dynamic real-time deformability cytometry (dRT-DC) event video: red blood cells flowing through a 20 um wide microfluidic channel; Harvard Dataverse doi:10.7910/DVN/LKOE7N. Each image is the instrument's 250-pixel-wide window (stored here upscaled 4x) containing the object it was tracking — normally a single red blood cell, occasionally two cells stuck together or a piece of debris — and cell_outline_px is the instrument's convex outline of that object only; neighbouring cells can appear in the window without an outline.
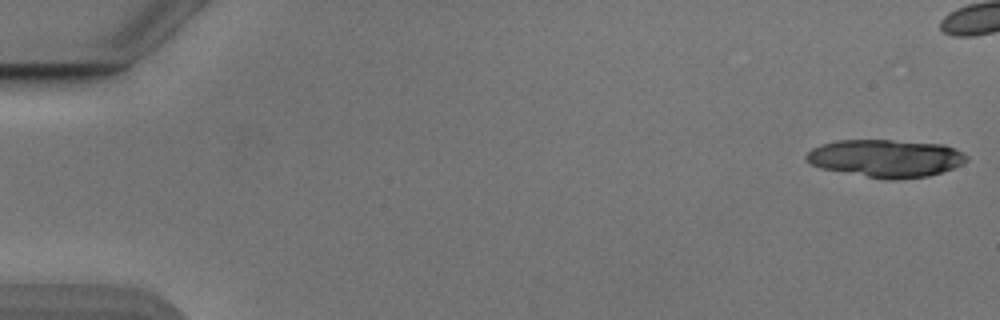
{"species": "Egyptian fruit bat (a non-hibernating species)", "species_latin": "Rousettus aegyptiacus", "temperature_condition": "cold", "stored_images_in_passage": 19, "camera_frame_rate_fps": 3000, "um_per_image_px": 0.085, "animal": {"sex": "male"}, "frame": {"image": 1, "passage_image": 1, "time_ms": 0.0, "image_size_px": [1000, 320], "cell_outline_px": [[968, 160], [952, 168], [928, 176], [892, 180], [820, 168], [804, 160], [804, 156], [812, 148], [820, 144], [836, 140], [892, 140], [944, 144], [964, 152], [968, 156]], "centroid_in_image_um": [75.28, 13.44], "position_along_channel_um": 9.7, "area_um2": 35.08}}